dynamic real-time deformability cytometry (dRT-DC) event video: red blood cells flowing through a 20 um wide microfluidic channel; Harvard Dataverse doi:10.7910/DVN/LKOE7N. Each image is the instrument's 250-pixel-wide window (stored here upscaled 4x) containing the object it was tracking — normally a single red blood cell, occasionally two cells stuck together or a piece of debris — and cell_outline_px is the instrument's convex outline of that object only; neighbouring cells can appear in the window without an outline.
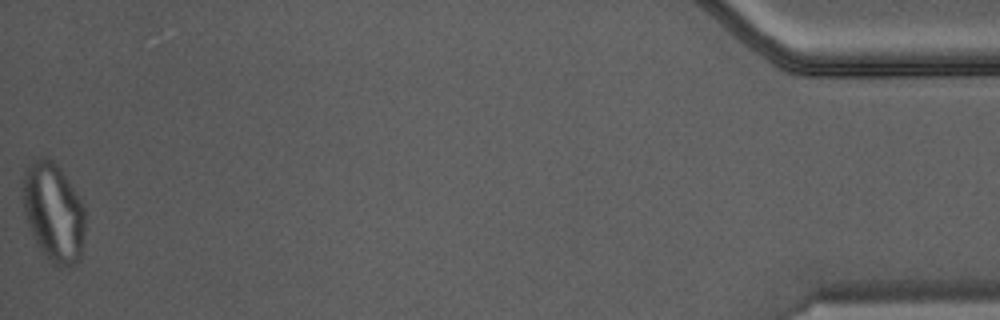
{"species": "Egyptian fruit bat (a non-hibernating species)", "species_latin": "Rousettus aegyptiacus", "temperature_condition": "warm", "stored_images_in_passage": 36, "camera_frame_rate_fps": 3000, "um_per_image_px": 0.085, "animal": {"sex": "male"}, "frame": {"image": 1, "passage_image": 36, "time_ms": 11.667, "image_size_px": [1000, 320], "cell_outline_px": [[84, 228], [80, 260], [64, 268], [48, 260], [40, 248], [28, 224], [24, 212], [24, 176], [32, 160], [36, 156], [44, 156], [56, 164], [60, 168], [80, 200], [84, 208]], "centroid_in_image_um": [4.56, 18.04], "position_along_channel_um": 430.6, "area_um2": 35.08}}